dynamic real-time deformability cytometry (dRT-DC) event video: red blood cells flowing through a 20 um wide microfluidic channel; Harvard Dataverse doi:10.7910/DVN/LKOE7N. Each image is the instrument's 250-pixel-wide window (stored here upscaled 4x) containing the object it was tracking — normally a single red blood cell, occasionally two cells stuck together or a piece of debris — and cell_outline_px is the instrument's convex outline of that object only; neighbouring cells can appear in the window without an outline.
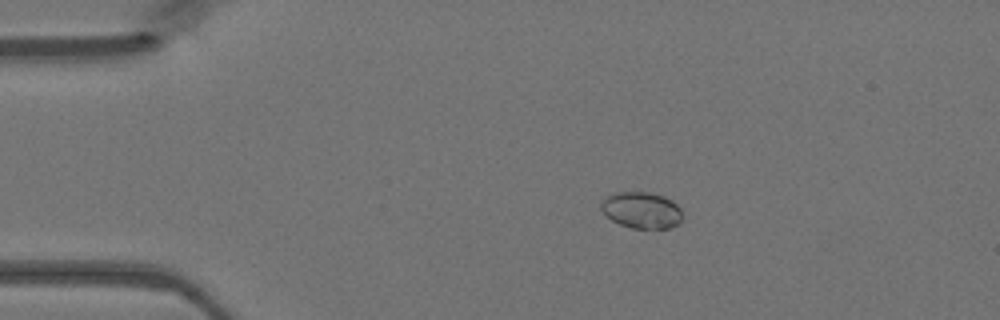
{"species": "Egyptian fruit bat (a non-hibernating species)", "species_latin": "Rousettus aegyptiacus", "temperature_condition": "warm", "stored_images_in_passage": 40, "camera_frame_rate_fps": 3000, "um_per_image_px": 0.085, "animal": {"sex": "female"}, "frame": {"image": 1, "passage_image": 1, "time_ms": 0.0, "image_size_px": [1000, 320], "cell_outline_px": [[684, 216], [676, 224], [668, 228], [632, 228], [620, 224], [604, 216], [600, 208], [600, 204], [604, 196], [616, 192], [648, 192], [664, 196], [672, 200], [680, 208]], "centroid_in_image_um": [54.49, 17.85], "position_along_channel_um": 30.5, "area_um2": 17.46}}
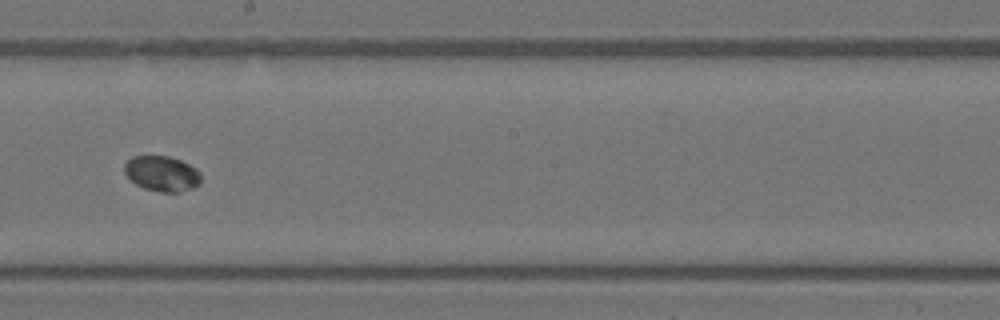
{"frame": {"image": 2, "passage_image": 19, "time_ms": 6.0, "image_size_px": [1000, 320], "cell_outline_px": [[200, 184], [192, 188], [180, 192], [160, 192], [144, 188], [136, 184], [124, 172], [124, 164], [132, 156], [168, 156], [180, 160], [196, 168], [200, 172]], "centroid_in_image_um": [13.77, 14.76], "position_along_channel_um": 234.4, "area_um2": 15.72}}
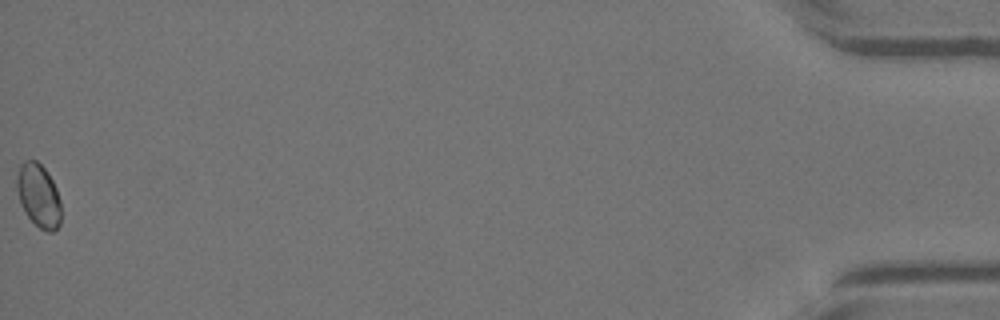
{"frame": {"image": 3, "passage_image": 40, "time_ms": 13.0, "image_size_px": [1000, 320], "cell_outline_px": [[60, 224], [52, 232], [48, 232], [40, 228], [24, 212], [20, 204], [16, 188], [16, 176], [20, 164], [24, 160], [36, 160], [44, 168], [52, 180], [56, 188], [60, 200]], "centroid_in_image_um": [3.25, 16.61], "position_along_channel_um": 431.9, "area_um2": 16.36}}